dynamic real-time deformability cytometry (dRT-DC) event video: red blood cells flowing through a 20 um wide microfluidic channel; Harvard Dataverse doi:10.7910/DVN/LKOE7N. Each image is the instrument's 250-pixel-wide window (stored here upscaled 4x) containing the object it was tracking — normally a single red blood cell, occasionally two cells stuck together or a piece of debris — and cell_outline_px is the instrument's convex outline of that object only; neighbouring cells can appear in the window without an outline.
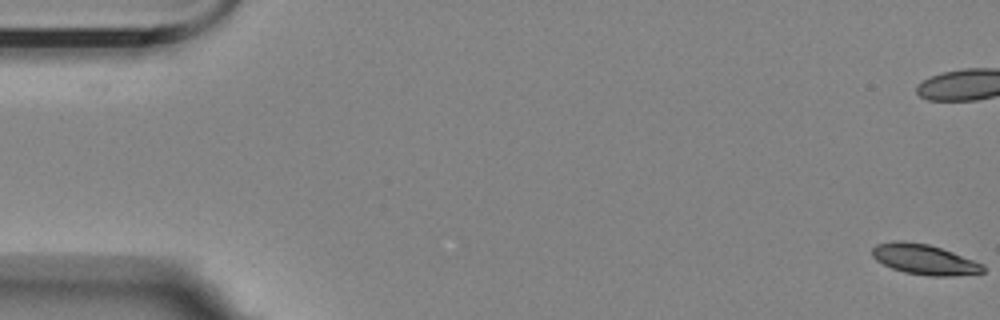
{"species": "Egyptian fruit bat (a non-hibernating species)", "species_latin": "Rousettus aegyptiacus", "temperature_condition": "room temperature", "stored_images_in_passage": 44, "camera_frame_rate_fps": 3000, "um_per_image_px": 0.085, "animal": {"sex": "female"}, "frame": {"image": 1, "passage_image": 1, "time_ms": 0.0, "image_size_px": [1000, 320], "cell_outline_px": [[984, 272], [952, 276], [932, 276], [904, 272], [892, 268], [876, 260], [872, 256], [872, 248], [876, 244], [896, 240], [904, 240], [928, 244], [952, 252], [984, 264]], "centroid_in_image_um": [78.55, 22.04], "position_along_channel_um": 6.5, "area_um2": 19.48}, "authors_computed_cell_mechanics": {"area_um2": 21.2704, "velocity_mm_per_s": 3.5494, "shape_relaxation_time_tau1_ms": 4.0935, "shape_relaxation_time_tau2_ms": null, "deformation_change_tau1": 0.1305, "deformation_change_tau2": null}}